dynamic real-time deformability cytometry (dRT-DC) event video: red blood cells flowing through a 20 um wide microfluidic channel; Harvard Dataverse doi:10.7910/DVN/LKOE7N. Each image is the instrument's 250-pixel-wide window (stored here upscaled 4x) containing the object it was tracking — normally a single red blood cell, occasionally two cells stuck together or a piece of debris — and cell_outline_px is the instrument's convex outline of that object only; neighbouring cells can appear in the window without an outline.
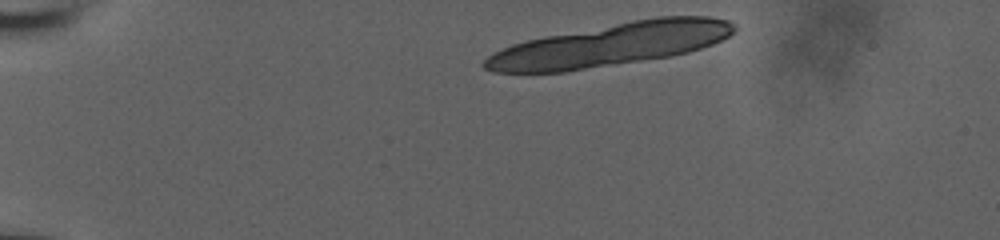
{"species": "human", "species_latin": "Homo sapiens", "temperature_condition": "room temperature", "stored_images_in_passage": 14, "segment_of_instrument_passage": [1, 2], "camera_frame_rate_fps": 3000, "um_per_image_px": 0.085, "donor": {"sex": "male"}, "frame": {"image": 1, "passage_image": 1, "time_ms": 0.0, "image_size_px": [1000, 240], "cell_outline_px": [[736, 28], [728, 36], [712, 44], [688, 52], [672, 56], [564, 72], [492, 72], [484, 68], [480, 64], [492, 52], [512, 44], [544, 36], [632, 20], [656, 16], [708, 16], [728, 20], [736, 24]], "centroid_in_image_um": [51.88, 3.79], "position_along_channel_um": 33.1, "area_um2": 62.37}}